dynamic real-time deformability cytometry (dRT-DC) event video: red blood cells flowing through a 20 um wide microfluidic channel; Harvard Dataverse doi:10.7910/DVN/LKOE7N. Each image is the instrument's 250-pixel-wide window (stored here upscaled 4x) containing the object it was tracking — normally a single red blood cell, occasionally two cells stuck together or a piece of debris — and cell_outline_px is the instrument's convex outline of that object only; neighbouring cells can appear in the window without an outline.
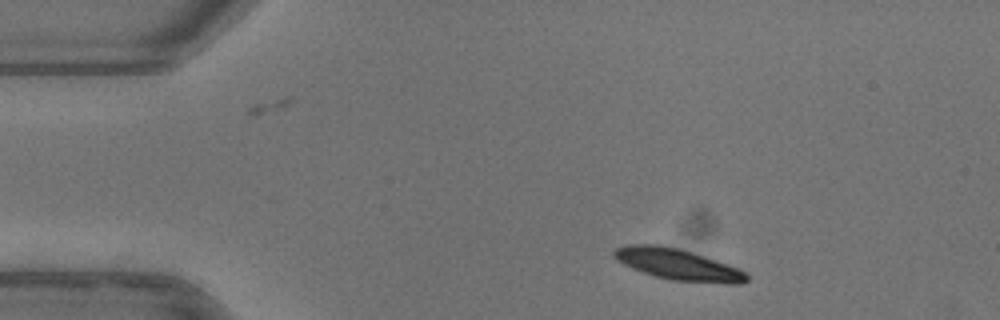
{"species": "common noctule bat (a hibernating species)", "species_latin": "Nyctalus noctula", "temperature_condition": "warm", "stored_images_in_passage": 45, "camera_frame_rate_fps": 3000, "um_per_image_px": 0.085, "animal": {"sex": "female"}, "frame": {"image": 1, "passage_image": 1, "time_ms": 0.0, "image_size_px": [1000, 320], "cell_outline_px": [[748, 280], [740, 284], [728, 284], [672, 280], [656, 276], [632, 268], [616, 260], [612, 256], [612, 252], [616, 248], [624, 244], [660, 244], [680, 248], [740, 268], [748, 272]], "centroid_in_image_um": [57.63, 22.46], "position_along_channel_um": 27.4, "area_um2": 24.39}}
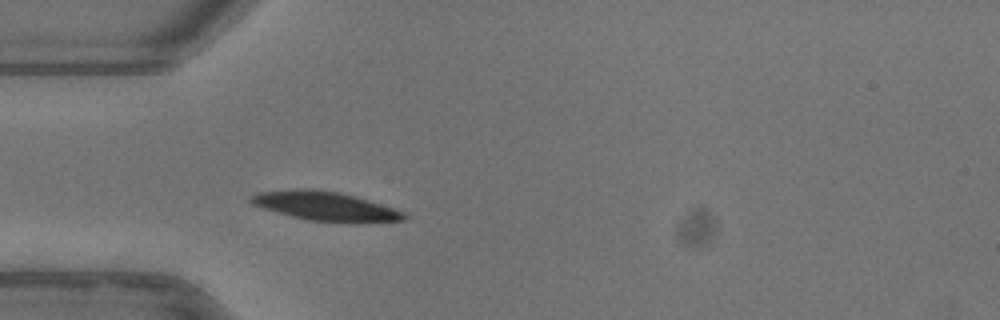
{"frame": {"image": 2, "passage_image": 8, "time_ms": 2.333, "image_size_px": [1000, 320], "cell_outline_px": [[408, 220], [308, 220], [292, 216], [264, 208], [252, 204], [248, 200], [248, 196], [256, 192], [300, 188], [312, 188], [340, 192], [368, 200], [404, 212], [408, 216]], "centroid_in_image_um": [27.52, 17.46], "position_along_channel_um": 57.5, "area_um2": 24.97}}
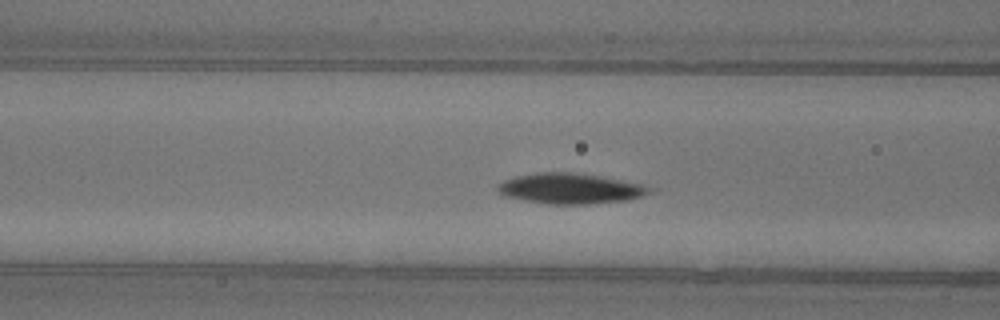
{"frame": {"image": 3, "passage_image": 13, "time_ms": 4.0, "image_size_px": [1000, 320], "cell_outline_px": [[656, 188], [652, 192], [628, 200], [588, 204], [548, 204], [524, 200], [504, 196], [496, 188], [504, 180], [516, 176], [536, 172], [576, 172], [600, 176], [644, 184]], "centroid_in_image_um": [48.52, 16.02], "position_along_channel_um": 118.1, "area_um2": 27.11}, "authors_computed_cell_mechanics": {"area_um2": 25.3742, "velocity_mm_per_s": 3.9122, "shape_relaxation_time_tau1_ms": 2.6602, "shape_relaxation_time_tau2_ms": 2.0015, "deformation_change_tau1": 0.1064, "deformation_change_tau2": 0.0502}}